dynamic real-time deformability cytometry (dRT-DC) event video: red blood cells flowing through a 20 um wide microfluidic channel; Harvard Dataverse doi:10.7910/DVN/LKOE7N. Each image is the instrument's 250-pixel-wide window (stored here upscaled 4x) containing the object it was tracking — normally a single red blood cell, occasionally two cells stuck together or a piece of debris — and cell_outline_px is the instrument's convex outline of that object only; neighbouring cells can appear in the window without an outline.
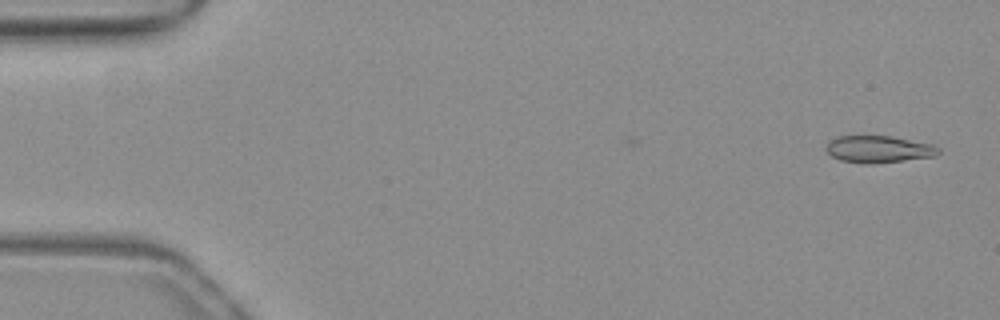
{"species": "common noctule bat (a hibernating species)", "species_latin": "Nyctalus noctula", "temperature_condition": "warm", "stored_images_in_passage": 52, "camera_frame_rate_fps": 3000, "um_per_image_px": 0.085, "animal": {"sex": "female", "body_mass_g": 19.3, "forearm_length_mm": 54.1}, "frame": {"image": 1, "passage_image": 2, "time_ms": 0.333, "image_size_px": [1000, 320], "cell_outline_px": [[940, 152], [936, 156], [900, 160], [840, 160], [832, 156], [824, 148], [828, 140], [836, 136], [892, 136], [932, 144], [940, 148]], "centroid_in_image_um": [74.69, 12.61], "position_along_channel_um": 10.3, "area_um2": 16.76}}
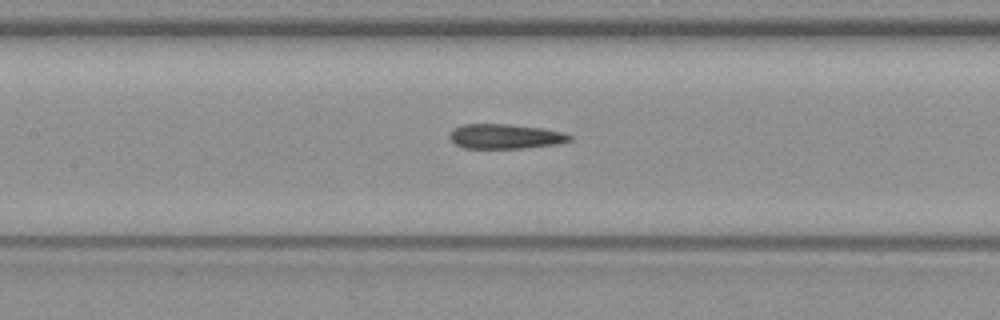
{"frame": {"image": 2, "passage_image": 24, "time_ms": 7.667, "image_size_px": [1000, 320], "cell_outline_px": [[572, 140], [560, 144], [524, 148], [464, 148], [456, 144], [448, 136], [452, 128], [460, 124], [508, 124], [544, 128], [564, 132], [572, 136]], "centroid_in_image_um": [42.96, 11.59], "position_along_channel_um": 164.4, "area_um2": 17.57}}
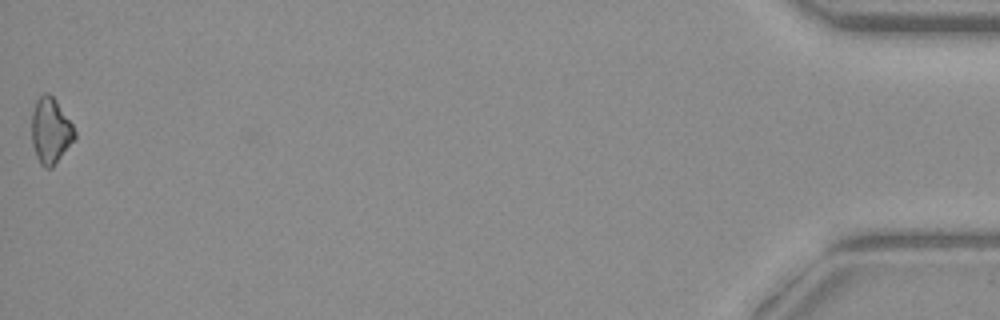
{"frame": {"image": 3, "passage_image": 52, "time_ms": 17.0, "image_size_px": [1000, 320], "cell_outline_px": [[76, 136], [52, 168], [44, 168], [40, 164], [36, 156], [32, 144], [32, 112], [36, 100], [44, 92], [48, 92], [56, 100], [72, 124], [76, 132]], "centroid_in_image_um": [4.28, 11.11], "position_along_channel_um": 430.9, "area_um2": 16.36}, "authors_computed_cell_mechanics": {"area_um2": 17.5712, "velocity_mm_per_s": 3.9559, "shape_relaxation_time_tau1_ms": null, "shape_relaxation_time_tau2_ms": 2.6158, "deformation_change_tau1": null, "deformation_change_tau2": 0.0965}}